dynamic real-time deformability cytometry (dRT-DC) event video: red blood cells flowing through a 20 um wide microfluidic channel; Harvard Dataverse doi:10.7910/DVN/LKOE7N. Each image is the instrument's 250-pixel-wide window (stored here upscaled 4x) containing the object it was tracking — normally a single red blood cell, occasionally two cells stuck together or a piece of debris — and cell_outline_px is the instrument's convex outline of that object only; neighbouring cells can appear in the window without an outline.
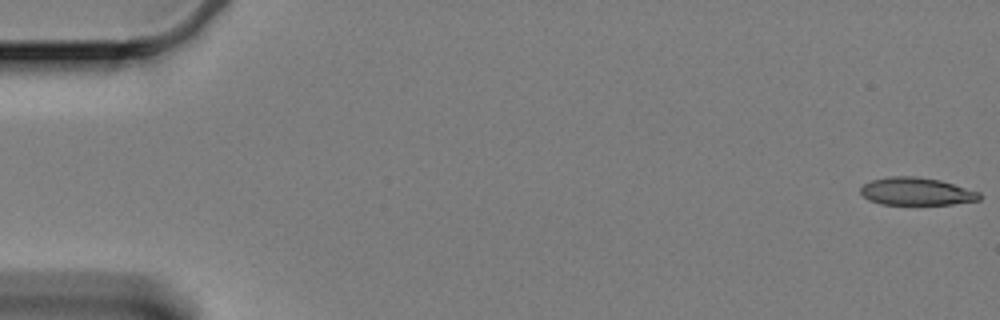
{"species": "Egyptian fruit bat (a non-hibernating species)", "species_latin": "Rousettus aegyptiacus", "temperature_condition": "cold", "stored_images_in_passage": 8, "camera_frame_rate_fps": 3000, "um_per_image_px": 0.085, "animal": {"sex": "female"}, "frame": {"image": 1, "passage_image": 1, "time_ms": 0.0, "image_size_px": [1000, 320], "cell_outline_px": [[980, 200], [952, 204], [880, 204], [868, 200], [860, 192], [860, 188], [864, 184], [872, 180], [888, 176], [916, 176], [940, 180], [980, 192]], "centroid_in_image_um": [77.88, 16.27], "position_along_channel_um": 7.1, "area_um2": 19.13}}